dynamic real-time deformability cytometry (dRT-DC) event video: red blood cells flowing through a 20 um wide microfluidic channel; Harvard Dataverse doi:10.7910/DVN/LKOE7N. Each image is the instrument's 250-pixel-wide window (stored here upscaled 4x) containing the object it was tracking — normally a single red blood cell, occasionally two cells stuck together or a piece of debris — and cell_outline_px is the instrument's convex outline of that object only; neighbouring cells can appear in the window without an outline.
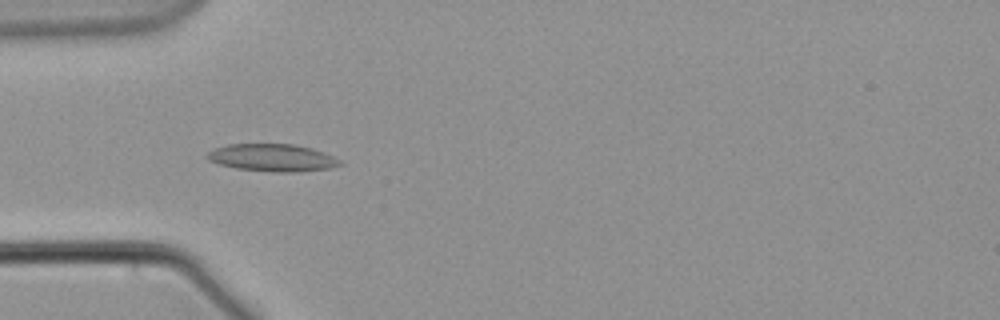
{"species": "common noctule bat (a hibernating species)", "species_latin": "Nyctalus noctula", "temperature_condition": "warm", "stored_images_in_passage": 43, "camera_frame_rate_fps": 3000, "um_per_image_px": 0.085, "animal": {"sex": "male", "body_mass_g": 21.5, "forearm_length_mm": 52.0}, "frame": {"image": 1, "passage_image": 3, "time_ms": 0.667, "image_size_px": [1000, 320], "cell_outline_px": [[344, 164], [332, 168], [292, 172], [276, 172], [236, 168], [220, 164], [208, 160], [204, 156], [208, 152], [216, 148], [228, 144], [292, 144], [312, 148], [332, 156], [340, 160]], "centroid_in_image_um": [23.15, 13.4], "position_along_channel_um": 61.8, "area_um2": 21.1}}
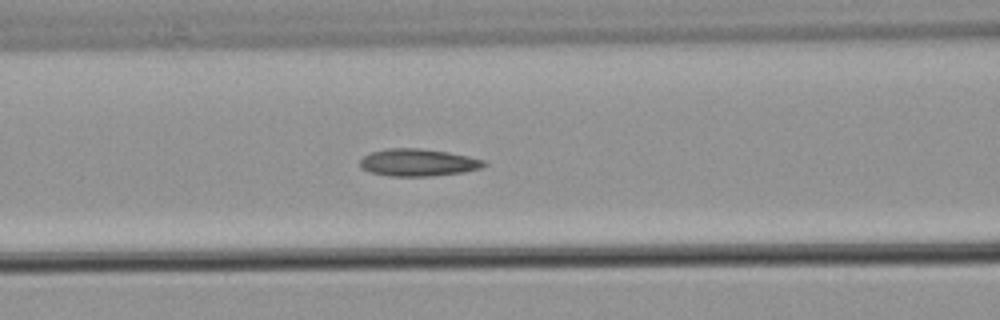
{"frame": {"image": 2, "passage_image": 9, "time_ms": 2.667, "image_size_px": [1000, 320], "cell_outline_px": [[488, 164], [480, 168], [464, 172], [428, 176], [392, 176], [372, 172], [360, 168], [360, 160], [364, 156], [372, 152], [388, 148], [420, 148], [448, 152], [468, 156], [484, 160]], "centroid_in_image_um": [35.55, 13.81], "position_along_channel_um": 131.1, "area_um2": 19.59}}
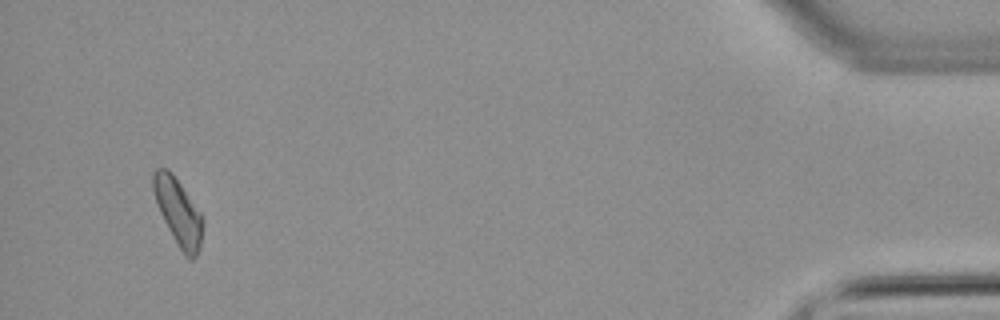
{"frame": {"image": 3, "passage_image": 40, "time_ms": 13.0, "image_size_px": [1000, 320], "cell_outline_px": [[200, 248], [196, 256], [192, 260], [188, 260], [184, 256], [168, 228], [160, 212], [152, 188], [152, 172], [156, 168], [168, 168], [172, 172], [200, 212]], "centroid_in_image_um": [15.1, 17.99], "position_along_channel_um": 420.1, "area_um2": 18.73}}